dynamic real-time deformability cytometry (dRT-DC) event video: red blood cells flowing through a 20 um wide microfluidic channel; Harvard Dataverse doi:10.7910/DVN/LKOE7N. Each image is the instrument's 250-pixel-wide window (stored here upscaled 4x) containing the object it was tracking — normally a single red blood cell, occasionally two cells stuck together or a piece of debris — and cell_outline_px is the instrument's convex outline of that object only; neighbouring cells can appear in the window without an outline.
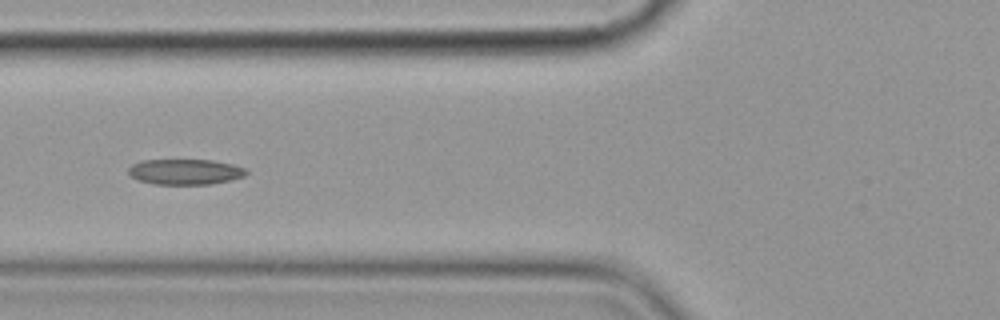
{"species": "common noctule bat (a hibernating species)", "species_latin": "Nyctalus noctula", "temperature_condition": "cold", "stored_images_in_passage": 8, "camera_frame_rate_fps": 3000, "um_per_image_px": 0.085, "animal": {"sex": "female", "body_mass_g": 19.9}, "frame": {"image": 1, "passage_image": 4, "time_ms": 3.667, "image_size_px": [1000, 320], "cell_outline_px": [[248, 172], [244, 176], [212, 184], [152, 184], [140, 180], [132, 176], [128, 172], [128, 168], [132, 164], [140, 160], [212, 160], [232, 164], [244, 168]], "centroid_in_image_um": [15.72, 14.6], "position_along_channel_um": 110.1, "area_um2": 17.4}}
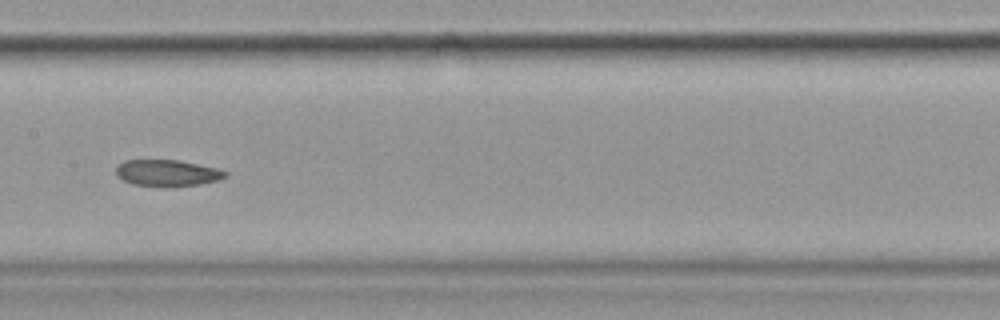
{"frame": {"image": 2, "passage_image": 6, "time_ms": 6.0, "image_size_px": [1000, 320], "cell_outline_px": [[228, 172], [224, 176], [216, 180], [200, 184], [132, 184], [116, 176], [116, 168], [124, 160], [180, 160], [216, 168]], "centroid_in_image_um": [14.18, 14.65], "position_along_channel_um": 193.2, "area_um2": 15.95}}
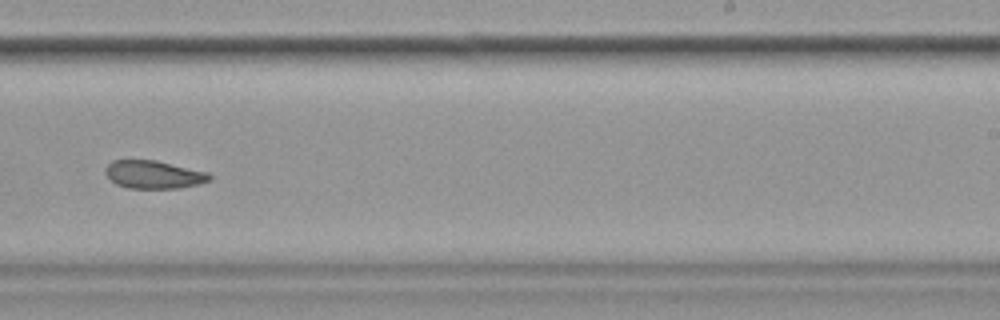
{"frame": {"image": 3, "passage_image": 8, "time_ms": 8.333, "image_size_px": [1000, 320], "cell_outline_px": [[212, 180], [200, 184], [180, 188], [128, 188], [116, 184], [104, 172], [104, 168], [112, 160], [156, 160], [208, 172], [212, 176]], "centroid_in_image_um": [13.09, 14.84], "position_along_channel_um": 275.9, "area_um2": 17.11}}